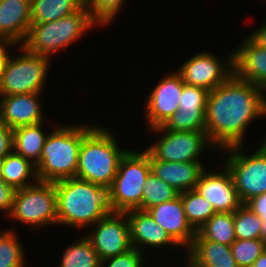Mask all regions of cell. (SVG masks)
Masks as SVG:
<instances>
[{
    "label": "cell",
    "mask_w": 266,
    "mask_h": 267,
    "mask_svg": "<svg viewBox=\"0 0 266 267\" xmlns=\"http://www.w3.org/2000/svg\"><path fill=\"white\" fill-rule=\"evenodd\" d=\"M31 177L32 183L28 181ZM1 179L15 190L31 186L38 181L35 165L13 150L3 159Z\"/></svg>",
    "instance_id": "cell-24"
},
{
    "label": "cell",
    "mask_w": 266,
    "mask_h": 267,
    "mask_svg": "<svg viewBox=\"0 0 266 267\" xmlns=\"http://www.w3.org/2000/svg\"><path fill=\"white\" fill-rule=\"evenodd\" d=\"M14 45L15 44L12 41L8 39L0 38V85L2 83L4 63L7 57L9 56L7 51L10 50L11 46L13 47Z\"/></svg>",
    "instance_id": "cell-38"
},
{
    "label": "cell",
    "mask_w": 266,
    "mask_h": 267,
    "mask_svg": "<svg viewBox=\"0 0 266 267\" xmlns=\"http://www.w3.org/2000/svg\"><path fill=\"white\" fill-rule=\"evenodd\" d=\"M147 212L179 246L190 247L196 231L187 222L180 195L149 208Z\"/></svg>",
    "instance_id": "cell-16"
},
{
    "label": "cell",
    "mask_w": 266,
    "mask_h": 267,
    "mask_svg": "<svg viewBox=\"0 0 266 267\" xmlns=\"http://www.w3.org/2000/svg\"><path fill=\"white\" fill-rule=\"evenodd\" d=\"M13 150L12 129L0 121V159H4Z\"/></svg>",
    "instance_id": "cell-36"
},
{
    "label": "cell",
    "mask_w": 266,
    "mask_h": 267,
    "mask_svg": "<svg viewBox=\"0 0 266 267\" xmlns=\"http://www.w3.org/2000/svg\"><path fill=\"white\" fill-rule=\"evenodd\" d=\"M151 173L173 187L178 193L195 189L205 169L200 161L168 162L156 160L149 153Z\"/></svg>",
    "instance_id": "cell-19"
},
{
    "label": "cell",
    "mask_w": 266,
    "mask_h": 267,
    "mask_svg": "<svg viewBox=\"0 0 266 267\" xmlns=\"http://www.w3.org/2000/svg\"><path fill=\"white\" fill-rule=\"evenodd\" d=\"M251 267H266V250L254 261Z\"/></svg>",
    "instance_id": "cell-40"
},
{
    "label": "cell",
    "mask_w": 266,
    "mask_h": 267,
    "mask_svg": "<svg viewBox=\"0 0 266 267\" xmlns=\"http://www.w3.org/2000/svg\"><path fill=\"white\" fill-rule=\"evenodd\" d=\"M3 159H0V178L2 173Z\"/></svg>",
    "instance_id": "cell-41"
},
{
    "label": "cell",
    "mask_w": 266,
    "mask_h": 267,
    "mask_svg": "<svg viewBox=\"0 0 266 267\" xmlns=\"http://www.w3.org/2000/svg\"><path fill=\"white\" fill-rule=\"evenodd\" d=\"M15 189L0 178V210L9 215L13 205Z\"/></svg>",
    "instance_id": "cell-37"
},
{
    "label": "cell",
    "mask_w": 266,
    "mask_h": 267,
    "mask_svg": "<svg viewBox=\"0 0 266 267\" xmlns=\"http://www.w3.org/2000/svg\"><path fill=\"white\" fill-rule=\"evenodd\" d=\"M114 134L104 127H93L83 136L79 148L76 178L101 185L107 189L117 174L121 157Z\"/></svg>",
    "instance_id": "cell-3"
},
{
    "label": "cell",
    "mask_w": 266,
    "mask_h": 267,
    "mask_svg": "<svg viewBox=\"0 0 266 267\" xmlns=\"http://www.w3.org/2000/svg\"><path fill=\"white\" fill-rule=\"evenodd\" d=\"M40 93L0 96V121L15 129L43 122Z\"/></svg>",
    "instance_id": "cell-17"
},
{
    "label": "cell",
    "mask_w": 266,
    "mask_h": 267,
    "mask_svg": "<svg viewBox=\"0 0 266 267\" xmlns=\"http://www.w3.org/2000/svg\"><path fill=\"white\" fill-rule=\"evenodd\" d=\"M59 267H101V261L85 236L70 244L62 254Z\"/></svg>",
    "instance_id": "cell-28"
},
{
    "label": "cell",
    "mask_w": 266,
    "mask_h": 267,
    "mask_svg": "<svg viewBox=\"0 0 266 267\" xmlns=\"http://www.w3.org/2000/svg\"><path fill=\"white\" fill-rule=\"evenodd\" d=\"M209 91L184 83L179 110L163 125L171 131H205V113Z\"/></svg>",
    "instance_id": "cell-14"
},
{
    "label": "cell",
    "mask_w": 266,
    "mask_h": 267,
    "mask_svg": "<svg viewBox=\"0 0 266 267\" xmlns=\"http://www.w3.org/2000/svg\"><path fill=\"white\" fill-rule=\"evenodd\" d=\"M54 186L60 225L93 226L111 212L106 187L78 178L62 179L54 182Z\"/></svg>",
    "instance_id": "cell-2"
},
{
    "label": "cell",
    "mask_w": 266,
    "mask_h": 267,
    "mask_svg": "<svg viewBox=\"0 0 266 267\" xmlns=\"http://www.w3.org/2000/svg\"><path fill=\"white\" fill-rule=\"evenodd\" d=\"M179 193L170 185L150 173L147 178L142 196V211H147L160 203L175 199Z\"/></svg>",
    "instance_id": "cell-29"
},
{
    "label": "cell",
    "mask_w": 266,
    "mask_h": 267,
    "mask_svg": "<svg viewBox=\"0 0 266 267\" xmlns=\"http://www.w3.org/2000/svg\"><path fill=\"white\" fill-rule=\"evenodd\" d=\"M255 44L266 49V24L248 36Z\"/></svg>",
    "instance_id": "cell-39"
},
{
    "label": "cell",
    "mask_w": 266,
    "mask_h": 267,
    "mask_svg": "<svg viewBox=\"0 0 266 267\" xmlns=\"http://www.w3.org/2000/svg\"><path fill=\"white\" fill-rule=\"evenodd\" d=\"M234 74L266 90V49L249 37L233 52Z\"/></svg>",
    "instance_id": "cell-18"
},
{
    "label": "cell",
    "mask_w": 266,
    "mask_h": 267,
    "mask_svg": "<svg viewBox=\"0 0 266 267\" xmlns=\"http://www.w3.org/2000/svg\"><path fill=\"white\" fill-rule=\"evenodd\" d=\"M124 0H84V7L101 26L111 23L121 10Z\"/></svg>",
    "instance_id": "cell-33"
},
{
    "label": "cell",
    "mask_w": 266,
    "mask_h": 267,
    "mask_svg": "<svg viewBox=\"0 0 266 267\" xmlns=\"http://www.w3.org/2000/svg\"><path fill=\"white\" fill-rule=\"evenodd\" d=\"M22 54L16 58L10 53L4 63L0 96L42 93L51 58L28 51L20 45Z\"/></svg>",
    "instance_id": "cell-7"
},
{
    "label": "cell",
    "mask_w": 266,
    "mask_h": 267,
    "mask_svg": "<svg viewBox=\"0 0 266 267\" xmlns=\"http://www.w3.org/2000/svg\"><path fill=\"white\" fill-rule=\"evenodd\" d=\"M24 252L17 233L0 231V267H25Z\"/></svg>",
    "instance_id": "cell-31"
},
{
    "label": "cell",
    "mask_w": 266,
    "mask_h": 267,
    "mask_svg": "<svg viewBox=\"0 0 266 267\" xmlns=\"http://www.w3.org/2000/svg\"><path fill=\"white\" fill-rule=\"evenodd\" d=\"M43 122L35 125L20 126L12 130L13 151L30 160L34 165L40 160L47 139Z\"/></svg>",
    "instance_id": "cell-23"
},
{
    "label": "cell",
    "mask_w": 266,
    "mask_h": 267,
    "mask_svg": "<svg viewBox=\"0 0 266 267\" xmlns=\"http://www.w3.org/2000/svg\"><path fill=\"white\" fill-rule=\"evenodd\" d=\"M266 117V90L234 73L208 93L205 131L215 149L243 145L249 123Z\"/></svg>",
    "instance_id": "cell-1"
},
{
    "label": "cell",
    "mask_w": 266,
    "mask_h": 267,
    "mask_svg": "<svg viewBox=\"0 0 266 267\" xmlns=\"http://www.w3.org/2000/svg\"><path fill=\"white\" fill-rule=\"evenodd\" d=\"M184 82L178 72L164 76L148 95L146 118L148 128L163 126L179 110Z\"/></svg>",
    "instance_id": "cell-13"
},
{
    "label": "cell",
    "mask_w": 266,
    "mask_h": 267,
    "mask_svg": "<svg viewBox=\"0 0 266 267\" xmlns=\"http://www.w3.org/2000/svg\"><path fill=\"white\" fill-rule=\"evenodd\" d=\"M84 6V0H31V22L58 20Z\"/></svg>",
    "instance_id": "cell-26"
},
{
    "label": "cell",
    "mask_w": 266,
    "mask_h": 267,
    "mask_svg": "<svg viewBox=\"0 0 266 267\" xmlns=\"http://www.w3.org/2000/svg\"><path fill=\"white\" fill-rule=\"evenodd\" d=\"M194 240H210L229 245L236 240L234 212H217L197 231Z\"/></svg>",
    "instance_id": "cell-25"
},
{
    "label": "cell",
    "mask_w": 266,
    "mask_h": 267,
    "mask_svg": "<svg viewBox=\"0 0 266 267\" xmlns=\"http://www.w3.org/2000/svg\"><path fill=\"white\" fill-rule=\"evenodd\" d=\"M187 222L197 231L216 211L195 189L179 193Z\"/></svg>",
    "instance_id": "cell-27"
},
{
    "label": "cell",
    "mask_w": 266,
    "mask_h": 267,
    "mask_svg": "<svg viewBox=\"0 0 266 267\" xmlns=\"http://www.w3.org/2000/svg\"><path fill=\"white\" fill-rule=\"evenodd\" d=\"M31 24V0H0V38L22 45Z\"/></svg>",
    "instance_id": "cell-21"
},
{
    "label": "cell",
    "mask_w": 266,
    "mask_h": 267,
    "mask_svg": "<svg viewBox=\"0 0 266 267\" xmlns=\"http://www.w3.org/2000/svg\"><path fill=\"white\" fill-rule=\"evenodd\" d=\"M8 217L32 227L53 223L58 225L54 182L37 181L31 186L15 190Z\"/></svg>",
    "instance_id": "cell-8"
},
{
    "label": "cell",
    "mask_w": 266,
    "mask_h": 267,
    "mask_svg": "<svg viewBox=\"0 0 266 267\" xmlns=\"http://www.w3.org/2000/svg\"><path fill=\"white\" fill-rule=\"evenodd\" d=\"M153 131L163 133L161 139L157 140L158 142L151 144L152 146L146 149L156 160L168 162L199 161V156L202 155L203 150L209 146L213 147L206 131H171L163 126L152 128Z\"/></svg>",
    "instance_id": "cell-10"
},
{
    "label": "cell",
    "mask_w": 266,
    "mask_h": 267,
    "mask_svg": "<svg viewBox=\"0 0 266 267\" xmlns=\"http://www.w3.org/2000/svg\"><path fill=\"white\" fill-rule=\"evenodd\" d=\"M187 250L191 267H238L229 245L210 240H193Z\"/></svg>",
    "instance_id": "cell-22"
},
{
    "label": "cell",
    "mask_w": 266,
    "mask_h": 267,
    "mask_svg": "<svg viewBox=\"0 0 266 267\" xmlns=\"http://www.w3.org/2000/svg\"><path fill=\"white\" fill-rule=\"evenodd\" d=\"M151 173L149 152L127 150L121 157L117 174L108 188L109 207L112 212L142 210L144 184Z\"/></svg>",
    "instance_id": "cell-6"
},
{
    "label": "cell",
    "mask_w": 266,
    "mask_h": 267,
    "mask_svg": "<svg viewBox=\"0 0 266 267\" xmlns=\"http://www.w3.org/2000/svg\"><path fill=\"white\" fill-rule=\"evenodd\" d=\"M186 264H187L186 267H191V264L189 263V261H187Z\"/></svg>",
    "instance_id": "cell-42"
},
{
    "label": "cell",
    "mask_w": 266,
    "mask_h": 267,
    "mask_svg": "<svg viewBox=\"0 0 266 267\" xmlns=\"http://www.w3.org/2000/svg\"><path fill=\"white\" fill-rule=\"evenodd\" d=\"M236 239H262V220L250 207L242 204L234 212Z\"/></svg>",
    "instance_id": "cell-30"
},
{
    "label": "cell",
    "mask_w": 266,
    "mask_h": 267,
    "mask_svg": "<svg viewBox=\"0 0 266 267\" xmlns=\"http://www.w3.org/2000/svg\"><path fill=\"white\" fill-rule=\"evenodd\" d=\"M223 64L211 52H201L193 55L180 67L177 72L183 82L188 85L213 90L225 82L233 73V53H230Z\"/></svg>",
    "instance_id": "cell-12"
},
{
    "label": "cell",
    "mask_w": 266,
    "mask_h": 267,
    "mask_svg": "<svg viewBox=\"0 0 266 267\" xmlns=\"http://www.w3.org/2000/svg\"><path fill=\"white\" fill-rule=\"evenodd\" d=\"M95 226V227H94ZM85 235L97 252L100 261L117 256L132 249L130 228L125 212H110Z\"/></svg>",
    "instance_id": "cell-11"
},
{
    "label": "cell",
    "mask_w": 266,
    "mask_h": 267,
    "mask_svg": "<svg viewBox=\"0 0 266 267\" xmlns=\"http://www.w3.org/2000/svg\"><path fill=\"white\" fill-rule=\"evenodd\" d=\"M246 205L262 220V240L266 243V193L250 199Z\"/></svg>",
    "instance_id": "cell-35"
},
{
    "label": "cell",
    "mask_w": 266,
    "mask_h": 267,
    "mask_svg": "<svg viewBox=\"0 0 266 267\" xmlns=\"http://www.w3.org/2000/svg\"><path fill=\"white\" fill-rule=\"evenodd\" d=\"M231 248L238 267H251L265 250V242L262 239H236Z\"/></svg>",
    "instance_id": "cell-32"
},
{
    "label": "cell",
    "mask_w": 266,
    "mask_h": 267,
    "mask_svg": "<svg viewBox=\"0 0 266 267\" xmlns=\"http://www.w3.org/2000/svg\"><path fill=\"white\" fill-rule=\"evenodd\" d=\"M221 173L203 171L195 190L209 201L217 212H235L242 202L235 189L232 175L223 165Z\"/></svg>",
    "instance_id": "cell-15"
},
{
    "label": "cell",
    "mask_w": 266,
    "mask_h": 267,
    "mask_svg": "<svg viewBox=\"0 0 266 267\" xmlns=\"http://www.w3.org/2000/svg\"><path fill=\"white\" fill-rule=\"evenodd\" d=\"M92 127L64 125L49 133L40 160L35 164L38 181L76 178L79 148L83 136Z\"/></svg>",
    "instance_id": "cell-4"
},
{
    "label": "cell",
    "mask_w": 266,
    "mask_h": 267,
    "mask_svg": "<svg viewBox=\"0 0 266 267\" xmlns=\"http://www.w3.org/2000/svg\"><path fill=\"white\" fill-rule=\"evenodd\" d=\"M242 145L224 149L230 155L224 164L230 171L235 189L242 202L266 193V138L252 155L242 152Z\"/></svg>",
    "instance_id": "cell-9"
},
{
    "label": "cell",
    "mask_w": 266,
    "mask_h": 267,
    "mask_svg": "<svg viewBox=\"0 0 266 267\" xmlns=\"http://www.w3.org/2000/svg\"><path fill=\"white\" fill-rule=\"evenodd\" d=\"M143 251L132 248L129 251L101 261V267H142Z\"/></svg>",
    "instance_id": "cell-34"
},
{
    "label": "cell",
    "mask_w": 266,
    "mask_h": 267,
    "mask_svg": "<svg viewBox=\"0 0 266 267\" xmlns=\"http://www.w3.org/2000/svg\"><path fill=\"white\" fill-rule=\"evenodd\" d=\"M95 25L99 24L83 6L52 22L32 23L22 45L32 53L50 58L55 52L65 50Z\"/></svg>",
    "instance_id": "cell-5"
},
{
    "label": "cell",
    "mask_w": 266,
    "mask_h": 267,
    "mask_svg": "<svg viewBox=\"0 0 266 267\" xmlns=\"http://www.w3.org/2000/svg\"><path fill=\"white\" fill-rule=\"evenodd\" d=\"M129 222L130 240L133 248L139 251L147 247H162L179 245L170 235L160 226L147 211L132 209L125 212ZM141 249H140V248Z\"/></svg>",
    "instance_id": "cell-20"
}]
</instances>
